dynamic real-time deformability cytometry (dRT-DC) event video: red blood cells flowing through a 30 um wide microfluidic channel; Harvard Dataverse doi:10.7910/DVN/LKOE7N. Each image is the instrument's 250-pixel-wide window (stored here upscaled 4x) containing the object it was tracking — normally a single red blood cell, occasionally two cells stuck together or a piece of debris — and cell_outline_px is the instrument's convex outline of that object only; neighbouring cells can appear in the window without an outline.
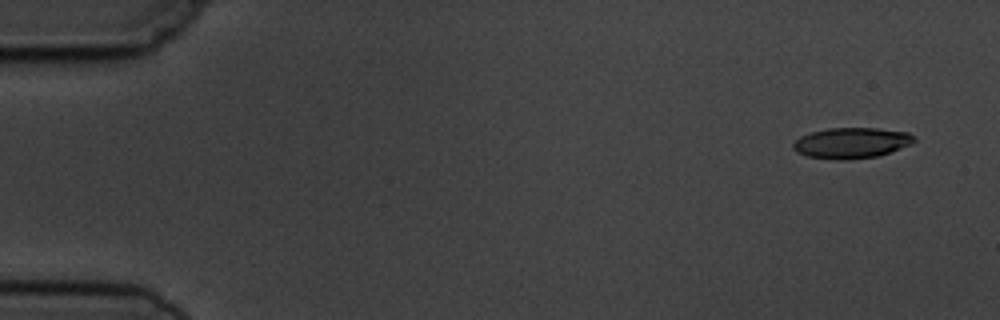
{"species": "common noctule bat (a hibernating species)", "species_latin": "Nyctalus noctula", "temperature_condition": "cold", "stored_images_in_passage": 7, "camera_frame_rate_fps": 3000, "um_per_image_px": 0.085, "animal": {"sex": "male", "body_mass_g": 19.5, "forearm_length_mm": 54.6}, "frame": {"image": 1, "passage_image": 1, "time_ms": 0.0, "image_size_px": [1000, 320], "cell_outline_px": [[916, 140], [912, 144], [880, 156], [848, 160], [836, 160], [808, 156], [796, 152], [792, 148], [792, 144], [800, 136], [812, 132], [828, 128], [876, 128], [908, 132]], "centroid_in_image_um": [72.37, 12.16], "position_along_channel_um": 12.6, "area_um2": 21.79}}
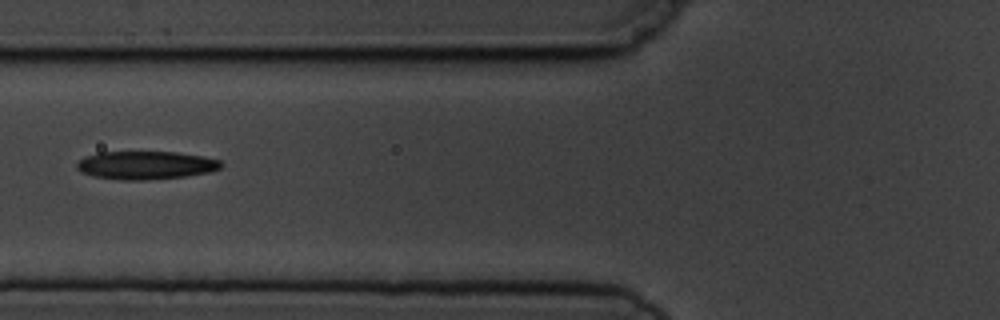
{"frame": {"image": 2, "passage_image": 6, "time_ms": 6.0, "image_size_px": [1000, 320], "cell_outline_px": [[224, 164], [220, 168], [208, 172], [184, 176], [148, 180], [124, 180], [92, 176], [80, 172], [76, 168], [76, 164], [84, 156], [96, 152], [176, 152], [204, 156], [220, 160]], "centroid_in_image_um": [12.36, 14.04], "position_along_channel_um": 113.4, "area_um2": 23.81}}
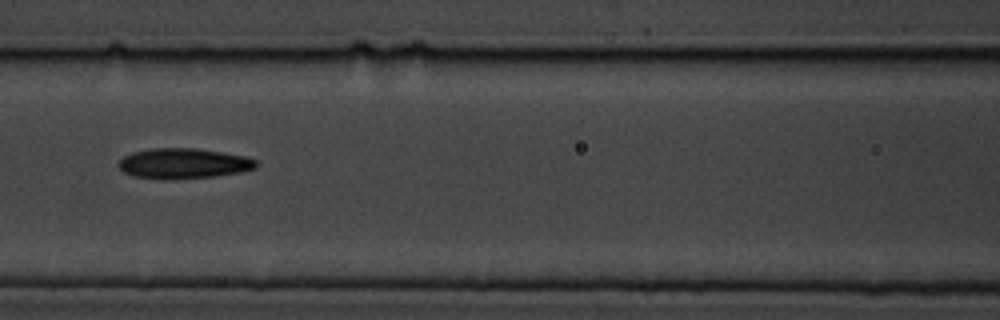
{"frame": {"image": 3, "passage_image": 7, "time_ms": 7.0, "image_size_px": [1000, 320], "cell_outline_px": [[256, 168], [240, 172], [216, 176], [168, 180], [164, 180], [132, 176], [124, 172], [116, 164], [124, 156], [132, 152], [152, 148], [196, 148], [244, 156], [256, 160]], "centroid_in_image_um": [15.55, 13.9], "position_along_channel_um": 151.1, "area_um2": 24.39}}